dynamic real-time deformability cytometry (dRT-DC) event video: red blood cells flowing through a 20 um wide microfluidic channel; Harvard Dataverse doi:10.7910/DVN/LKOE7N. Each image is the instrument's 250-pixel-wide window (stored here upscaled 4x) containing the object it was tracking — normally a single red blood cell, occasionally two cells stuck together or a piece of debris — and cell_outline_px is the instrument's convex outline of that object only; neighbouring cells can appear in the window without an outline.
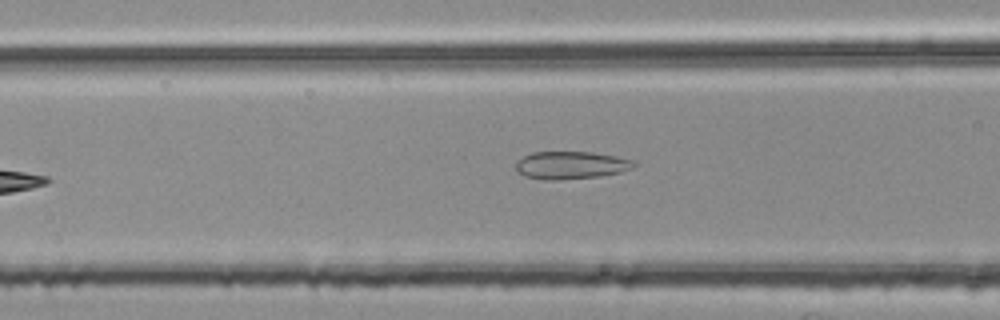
{"species": "common noctule bat (a hibernating species)", "species_latin": "Nyctalus noctula", "temperature_condition": "room temperature", "stored_images_in_passage": 5, "camera_frame_rate_fps": 3000, "um_per_image_px": 0.085, "animal": {"sex": "female", "body_mass_g": 25.1}, "frame": {"image": 1, "passage_image": 5, "time_ms": 1.333, "image_size_px": [1000, 320], "cell_outline_px": [[636, 164], [632, 168], [620, 172], [600, 176], [556, 180], [544, 180], [524, 176], [516, 172], [516, 160], [532, 152], [592, 152], [616, 156], [632, 160]], "centroid_in_image_um": [48.48, 14.04], "position_along_channel_um": 118.1, "area_um2": 19.07}}